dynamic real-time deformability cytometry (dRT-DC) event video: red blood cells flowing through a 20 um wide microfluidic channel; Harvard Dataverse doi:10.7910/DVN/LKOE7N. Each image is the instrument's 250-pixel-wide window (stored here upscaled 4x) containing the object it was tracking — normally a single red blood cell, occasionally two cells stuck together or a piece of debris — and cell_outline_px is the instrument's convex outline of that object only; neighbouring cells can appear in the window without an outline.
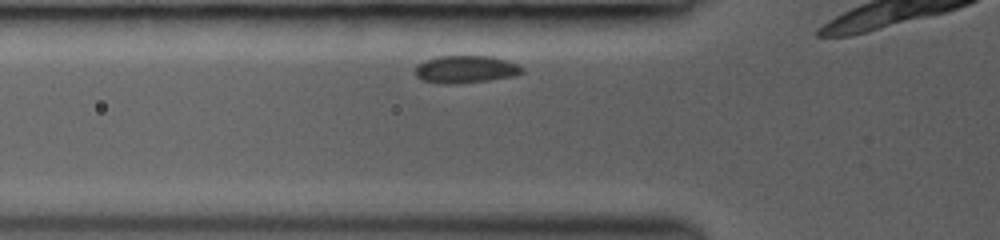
{"species": "common noctule bat (a hibernating species)", "species_latin": "Nyctalus noctula", "temperature_condition": "room temperature", "stored_images_in_passage": 10, "segment_of_instrument_passage": [2, 2], "camera_frame_rate_fps": 3000, "um_per_image_px": 0.085, "animal": {"sex": "female", "body_mass_g": 19.0, "forearm_length_mm": 53.3}, "frame": {"image": 1, "passage_image": 6, "time_ms": 2.333, "image_size_px": [1000, 240], "cell_outline_px": [[524, 72], [516, 76], [488, 80], [452, 84], [444, 84], [424, 80], [416, 76], [416, 64], [424, 60], [440, 56], [492, 56], [516, 64], [524, 68]], "centroid_in_image_um": [39.59, 5.89], "position_along_channel_um": 86.2, "area_um2": 17.05}}
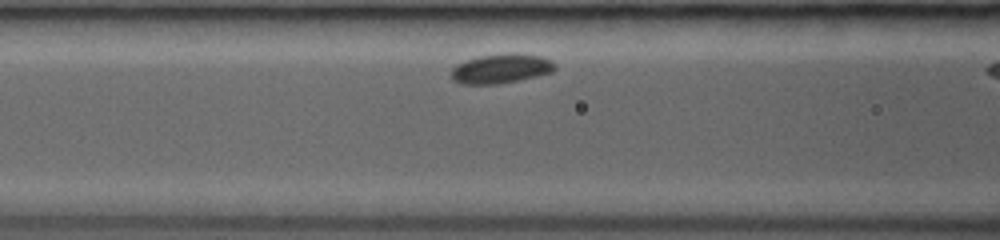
{"frame": {"image": 2, "passage_image": 9, "time_ms": 3.333, "image_size_px": [1000, 240], "cell_outline_px": [[556, 68], [552, 72], [536, 76], [500, 84], [460, 84], [452, 80], [452, 68], [456, 64], [480, 56], [512, 52], [516, 52], [540, 56], [552, 60], [556, 64]], "centroid_in_image_um": [42.61, 5.83], "position_along_channel_um": 124.0, "area_um2": 17.92}}